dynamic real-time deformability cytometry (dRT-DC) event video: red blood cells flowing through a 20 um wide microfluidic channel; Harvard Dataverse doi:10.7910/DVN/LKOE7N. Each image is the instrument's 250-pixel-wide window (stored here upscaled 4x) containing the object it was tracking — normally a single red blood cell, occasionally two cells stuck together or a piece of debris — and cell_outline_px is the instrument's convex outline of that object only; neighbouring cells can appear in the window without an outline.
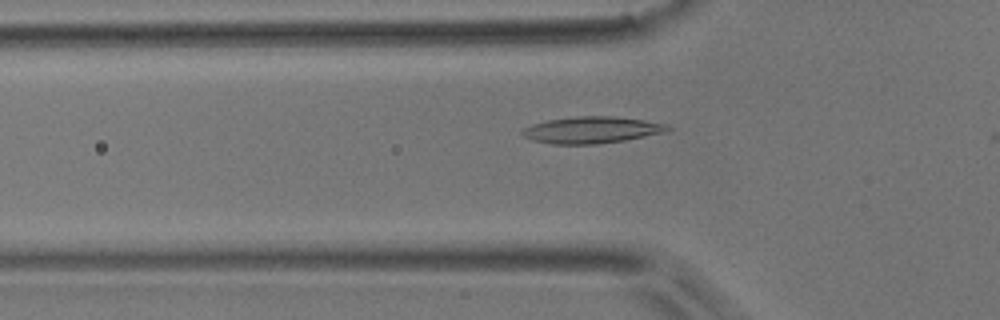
{"species": "common noctule bat (a hibernating species)", "species_latin": "Nyctalus noctula", "temperature_condition": "room temperature", "stored_images_in_passage": 39, "camera_frame_rate_fps": 3000, "um_per_image_px": 0.085, "animal": {"sex": "male", "body_mass_g": 17.9}, "frame": {"image": 1, "passage_image": 5, "time_ms": 1.333, "image_size_px": [1000, 320], "cell_outline_px": [[672, 128], [664, 132], [624, 140], [596, 144], [552, 144], [532, 140], [524, 136], [520, 132], [524, 128], [532, 124], [548, 120], [576, 116], [616, 116], [644, 120], [664, 124]], "centroid_in_image_um": [50.25, 11.04], "position_along_channel_um": 75.5, "area_um2": 22.37}}
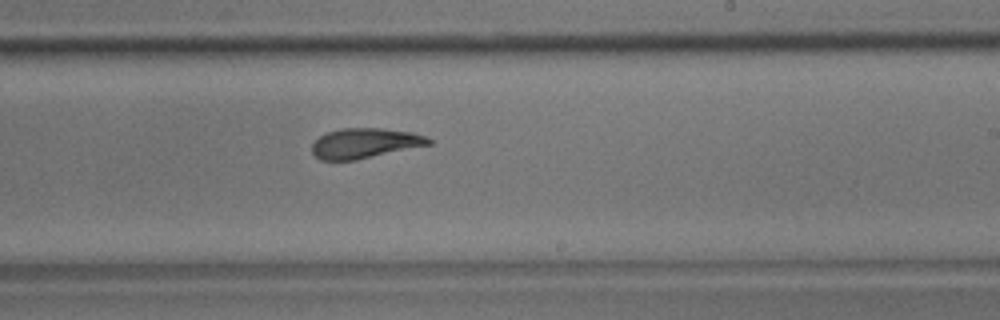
{"frame": {"image": 2, "passage_image": 19, "time_ms": 6.0, "image_size_px": [1000, 320], "cell_outline_px": [[432, 144], [356, 160], [320, 160], [312, 152], [312, 144], [320, 136], [328, 132], [340, 128], [380, 128], [412, 132], [424, 136], [432, 140]], "centroid_in_image_um": [31.01, 12.17], "position_along_channel_um": 258.0, "area_um2": 20.35}}
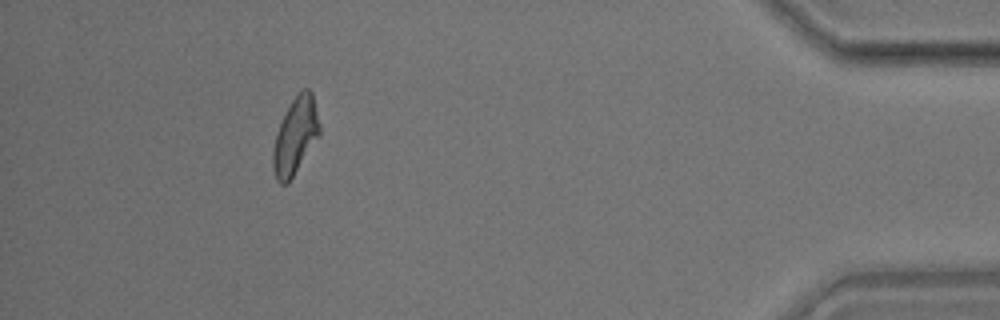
{"frame": {"image": 3, "passage_image": 35, "time_ms": 11.333, "image_size_px": [1000, 320], "cell_outline_px": [[320, 136], [288, 184], [280, 184], [276, 180], [272, 168], [272, 152], [276, 132], [292, 100], [304, 88], [308, 88], [312, 92], [320, 124]], "centroid_in_image_um": [25.11, 11.61], "position_along_channel_um": 410.1, "area_um2": 20.87}, "authors_computed_cell_mechanics": {"area_um2": 20.9236, "velocity_mm_per_s": 3.8985, "shape_relaxation_time_tau1_ms": 5.3306, "shape_relaxation_time_tau2_ms": 2.697, "deformation_change_tau1": 0.1691, "deformation_change_tau2": 0.1103}}